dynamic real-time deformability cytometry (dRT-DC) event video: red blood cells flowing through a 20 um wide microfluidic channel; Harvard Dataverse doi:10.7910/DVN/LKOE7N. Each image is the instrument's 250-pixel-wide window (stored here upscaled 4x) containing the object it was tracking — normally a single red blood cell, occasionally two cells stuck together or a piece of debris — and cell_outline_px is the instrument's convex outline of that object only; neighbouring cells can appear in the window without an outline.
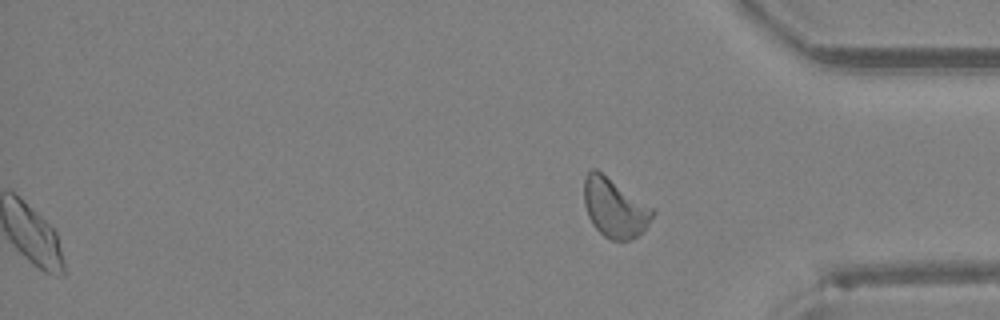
{"species": "Egyptian fruit bat (a non-hibernating species)", "species_latin": "Rousettus aegyptiacus", "temperature_condition": "room temperature", "stored_images_in_passage": 32, "segment_of_instrument_passage": [2, 2], "camera_frame_rate_fps": 3000, "um_per_image_px": 0.085, "animal": {"sex": "female"}, "frame": {"image": 1, "passage_image": 32, "time_ms": 10.333, "image_size_px": [1000, 320], "cell_outline_px": [[656, 212], [648, 224], [632, 240], [612, 240], [604, 236], [592, 224], [588, 216], [584, 204], [584, 176], [592, 168], [596, 168], [652, 208]], "centroid_in_image_um": [52.21, 17.65], "position_along_channel_um": 383.0, "area_um2": 23.29}}